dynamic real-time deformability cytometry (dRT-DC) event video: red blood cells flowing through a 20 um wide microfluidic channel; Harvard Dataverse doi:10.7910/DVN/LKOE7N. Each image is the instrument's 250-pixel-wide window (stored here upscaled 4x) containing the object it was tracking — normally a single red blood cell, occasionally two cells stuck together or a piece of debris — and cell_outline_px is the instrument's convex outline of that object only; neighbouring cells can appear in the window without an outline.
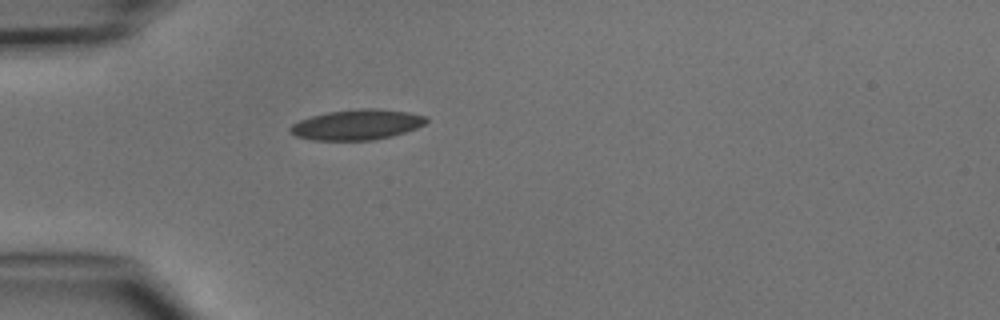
{"species": "common noctule bat (a hibernating species)", "species_latin": "Nyctalus noctula", "temperature_condition": "cold", "stored_images_in_passage": 3, "camera_frame_rate_fps": 3000, "um_per_image_px": 0.085, "animal": {"sex": "male", "body_mass_g": 15.6}, "frame": {"image": 1, "passage_image": 3, "time_ms": 3.333, "image_size_px": [1000, 320], "cell_outline_px": [[428, 120], [424, 124], [416, 128], [392, 136], [372, 140], [312, 140], [296, 136], [288, 128], [292, 124], [300, 120], [312, 116], [328, 112], [356, 108], [376, 108], [408, 112], [428, 116]], "centroid_in_image_um": [30.36, 10.59], "position_along_channel_um": 54.6, "area_um2": 24.04}}